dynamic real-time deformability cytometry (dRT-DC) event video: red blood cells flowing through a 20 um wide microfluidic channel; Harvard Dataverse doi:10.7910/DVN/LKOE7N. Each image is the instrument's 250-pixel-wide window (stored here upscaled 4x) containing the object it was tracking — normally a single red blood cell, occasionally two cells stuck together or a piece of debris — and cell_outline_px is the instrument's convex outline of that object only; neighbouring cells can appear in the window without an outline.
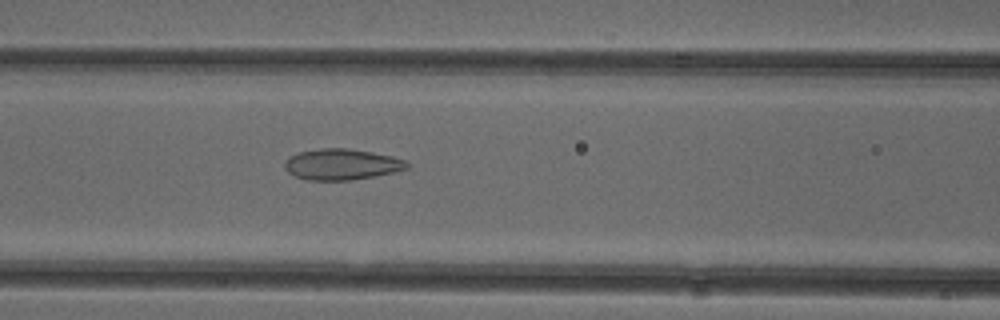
{"species": "common noctule bat (a hibernating species)", "species_latin": "Nyctalus noctula", "temperature_condition": "cold", "stored_images_in_passage": 51, "camera_frame_rate_fps": 3000, "um_per_image_px": 0.085, "animal": {"sex": "female"}, "frame": {"image": 1, "passage_image": 21, "time_ms": 6.667, "image_size_px": [1000, 320], "cell_outline_px": [[408, 168], [392, 172], [352, 180], [308, 180], [296, 176], [288, 172], [284, 168], [284, 160], [288, 156], [300, 152], [320, 148], [348, 148], [372, 152], [392, 156], [408, 160]], "centroid_in_image_um": [29.02, 13.96], "position_along_channel_um": 137.6, "area_um2": 22.08}}
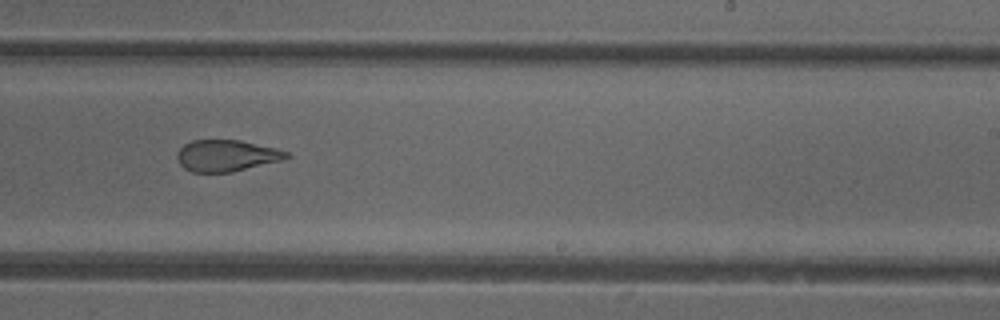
{"frame": {"image": 2, "passage_image": 31, "time_ms": 10.0, "image_size_px": [1000, 320], "cell_outline_px": [[292, 156], [280, 160], [232, 172], [192, 172], [184, 168], [176, 160], [176, 156], [180, 148], [184, 144], [192, 140], [240, 140], [288, 152]], "centroid_in_image_um": [19.19, 13.23], "position_along_channel_um": 269.8, "area_um2": 19.83}}
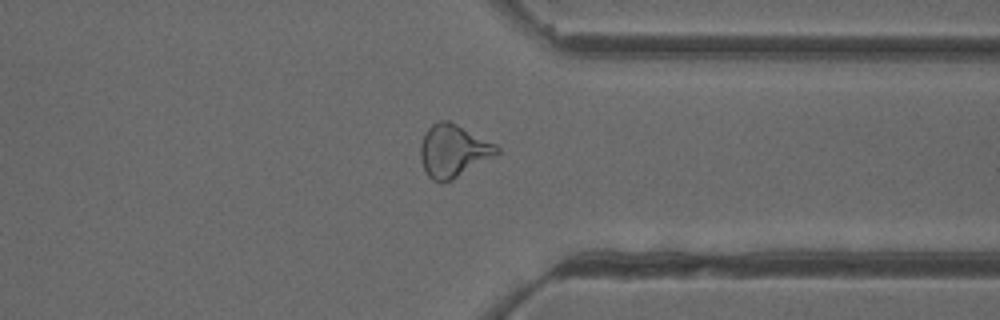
{"frame": {"image": 3, "passage_image": 39, "time_ms": 12.667, "image_size_px": [1000, 320], "cell_outline_px": [[500, 152], [452, 180], [432, 180], [428, 176], [420, 160], [420, 144], [424, 132], [432, 124], [440, 120], [448, 120], [496, 144], [500, 148]], "centroid_in_image_um": [38.5, 12.8], "position_along_channel_um": 372.9, "area_um2": 23.06}, "authors_computed_cell_mechanics": {"area_um2": 23.6402, "velocity_mm_per_s": 3.9762, "shape_relaxation_time_tau1_ms": null, "shape_relaxation_time_tau2_ms": 1.9264, "deformation_change_tau1": null, "deformation_change_tau2": 0.0794}}